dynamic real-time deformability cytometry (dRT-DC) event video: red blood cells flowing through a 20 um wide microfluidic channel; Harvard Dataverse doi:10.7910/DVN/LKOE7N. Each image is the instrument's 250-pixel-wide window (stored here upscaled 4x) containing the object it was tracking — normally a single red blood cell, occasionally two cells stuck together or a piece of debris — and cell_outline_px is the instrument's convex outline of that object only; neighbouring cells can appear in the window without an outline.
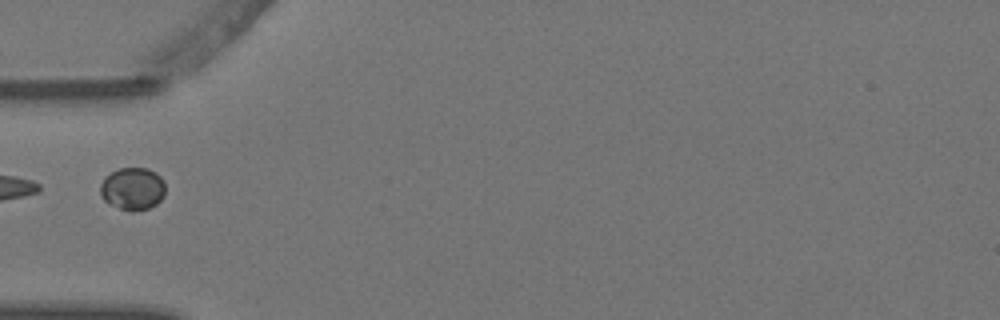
{"species": "Egyptian fruit bat (a non-hibernating species)", "species_latin": "Rousettus aegyptiacus", "temperature_condition": "warm", "stored_images_in_passage": 5, "camera_frame_rate_fps": 3000, "um_per_image_px": 0.085, "animal": {"sex": "female"}, "frame": {"image": 1, "passage_image": 5, "time_ms": 1.333, "image_size_px": [1000, 320], "cell_outline_px": [[164, 196], [156, 204], [148, 208], [136, 212], [132, 212], [108, 204], [104, 200], [100, 192], [100, 184], [104, 176], [120, 168], [148, 168], [156, 172], [164, 180]], "centroid_in_image_um": [11.27, 16.04], "position_along_channel_um": 73.7, "area_um2": 16.3}}